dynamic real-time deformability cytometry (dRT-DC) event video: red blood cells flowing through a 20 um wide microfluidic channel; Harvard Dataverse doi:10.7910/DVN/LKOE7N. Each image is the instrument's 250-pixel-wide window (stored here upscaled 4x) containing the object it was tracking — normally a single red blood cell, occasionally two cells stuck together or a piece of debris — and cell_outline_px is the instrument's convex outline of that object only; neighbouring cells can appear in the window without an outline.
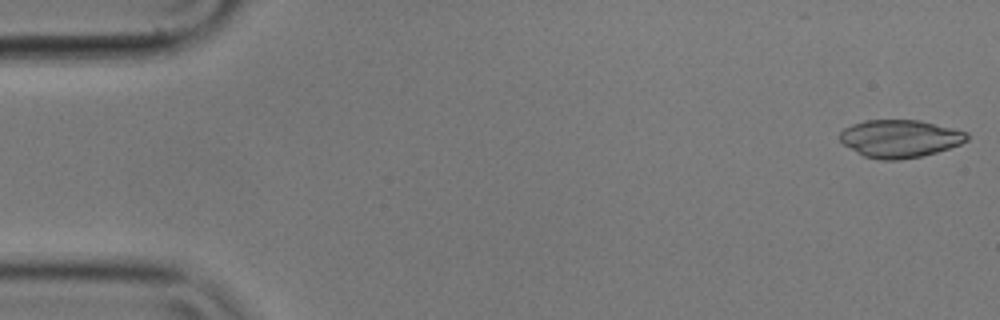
{"species": "common noctule bat (a hibernating species)", "species_latin": "Nyctalus noctula", "temperature_condition": "cold", "stored_images_in_passage": 55, "camera_frame_rate_fps": 3000, "um_per_image_px": 0.085, "animal": {"sex": "male", "body_mass_g": 17.9}, "frame": {"image": 1, "passage_image": 1, "time_ms": 0.0, "image_size_px": [1000, 320], "cell_outline_px": [[968, 140], [960, 144], [936, 152], [920, 156], [900, 160], [880, 160], [864, 156], [844, 144], [840, 140], [840, 132], [844, 128], [852, 124], [864, 120], [920, 120], [968, 132]], "centroid_in_image_um": [76.49, 11.77], "position_along_channel_um": 8.5, "area_um2": 27.8}}
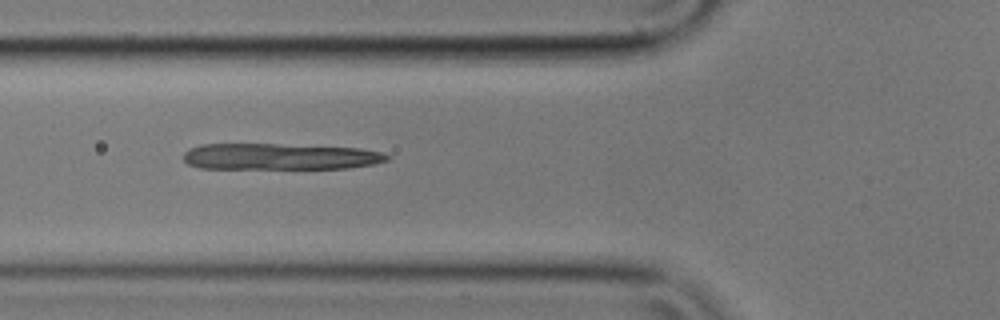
{"frame": {"image": 2, "passage_image": 19, "time_ms": 6.0, "image_size_px": [1000, 320], "cell_outline_px": [[392, 156], [388, 160], [372, 164], [348, 168], [200, 168], [188, 164], [184, 160], [184, 152], [188, 148], [200, 144], [276, 144], [360, 148], [380, 152]], "centroid_in_image_um": [23.76, 13.3], "position_along_channel_um": 102.0, "area_um2": 31.1}}
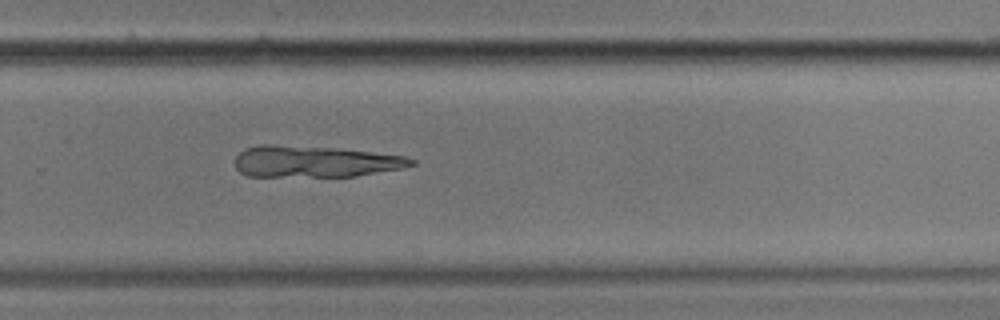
{"frame": {"image": 3, "passage_image": 36, "time_ms": 11.667, "image_size_px": [1000, 320], "cell_outline_px": [[416, 164], [404, 168], [356, 176], [248, 176], [240, 172], [236, 168], [236, 156], [244, 148], [260, 144], [272, 144], [332, 148], [404, 156], [416, 160]], "centroid_in_image_um": [26.74, 13.73], "position_along_channel_um": 303.1, "area_um2": 32.14}}